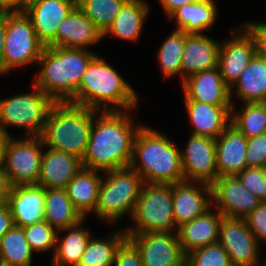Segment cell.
<instances>
[{
	"instance_id": "cell-9",
	"label": "cell",
	"mask_w": 266,
	"mask_h": 266,
	"mask_svg": "<svg viewBox=\"0 0 266 266\" xmlns=\"http://www.w3.org/2000/svg\"><path fill=\"white\" fill-rule=\"evenodd\" d=\"M44 48L35 34L31 19L24 11L6 12L4 75L14 68L38 64Z\"/></svg>"
},
{
	"instance_id": "cell-31",
	"label": "cell",
	"mask_w": 266,
	"mask_h": 266,
	"mask_svg": "<svg viewBox=\"0 0 266 266\" xmlns=\"http://www.w3.org/2000/svg\"><path fill=\"white\" fill-rule=\"evenodd\" d=\"M83 221L75 226L61 229L57 232L56 250L53 253L51 266H77L81 255L91 238L88 229L82 227ZM66 232V236L59 238V233Z\"/></svg>"
},
{
	"instance_id": "cell-45",
	"label": "cell",
	"mask_w": 266,
	"mask_h": 266,
	"mask_svg": "<svg viewBox=\"0 0 266 266\" xmlns=\"http://www.w3.org/2000/svg\"><path fill=\"white\" fill-rule=\"evenodd\" d=\"M200 0H159L163 11L167 18H169L178 8L185 4L194 3Z\"/></svg>"
},
{
	"instance_id": "cell-34",
	"label": "cell",
	"mask_w": 266,
	"mask_h": 266,
	"mask_svg": "<svg viewBox=\"0 0 266 266\" xmlns=\"http://www.w3.org/2000/svg\"><path fill=\"white\" fill-rule=\"evenodd\" d=\"M185 48V32L174 29L158 50V62L165 78L182 77V56Z\"/></svg>"
},
{
	"instance_id": "cell-13",
	"label": "cell",
	"mask_w": 266,
	"mask_h": 266,
	"mask_svg": "<svg viewBox=\"0 0 266 266\" xmlns=\"http://www.w3.org/2000/svg\"><path fill=\"white\" fill-rule=\"evenodd\" d=\"M232 38L220 43L218 67L223 81L231 88L257 53L256 39L243 25L231 29Z\"/></svg>"
},
{
	"instance_id": "cell-11",
	"label": "cell",
	"mask_w": 266,
	"mask_h": 266,
	"mask_svg": "<svg viewBox=\"0 0 266 266\" xmlns=\"http://www.w3.org/2000/svg\"><path fill=\"white\" fill-rule=\"evenodd\" d=\"M218 242L228 253L232 266L266 265V262L260 260V243L249 230L244 218L222 216Z\"/></svg>"
},
{
	"instance_id": "cell-32",
	"label": "cell",
	"mask_w": 266,
	"mask_h": 266,
	"mask_svg": "<svg viewBox=\"0 0 266 266\" xmlns=\"http://www.w3.org/2000/svg\"><path fill=\"white\" fill-rule=\"evenodd\" d=\"M33 253L20 226L14 225L0 239V266H31Z\"/></svg>"
},
{
	"instance_id": "cell-29",
	"label": "cell",
	"mask_w": 266,
	"mask_h": 266,
	"mask_svg": "<svg viewBox=\"0 0 266 266\" xmlns=\"http://www.w3.org/2000/svg\"><path fill=\"white\" fill-rule=\"evenodd\" d=\"M217 6L214 0H200L178 8L169 19H176V30L186 34L202 33L212 29L217 20Z\"/></svg>"
},
{
	"instance_id": "cell-1",
	"label": "cell",
	"mask_w": 266,
	"mask_h": 266,
	"mask_svg": "<svg viewBox=\"0 0 266 266\" xmlns=\"http://www.w3.org/2000/svg\"><path fill=\"white\" fill-rule=\"evenodd\" d=\"M131 110L98 112L82 158L83 168L110 171L129 167L133 156V143L137 125Z\"/></svg>"
},
{
	"instance_id": "cell-48",
	"label": "cell",
	"mask_w": 266,
	"mask_h": 266,
	"mask_svg": "<svg viewBox=\"0 0 266 266\" xmlns=\"http://www.w3.org/2000/svg\"><path fill=\"white\" fill-rule=\"evenodd\" d=\"M31 0H0L1 5L6 11H24Z\"/></svg>"
},
{
	"instance_id": "cell-41",
	"label": "cell",
	"mask_w": 266,
	"mask_h": 266,
	"mask_svg": "<svg viewBox=\"0 0 266 266\" xmlns=\"http://www.w3.org/2000/svg\"><path fill=\"white\" fill-rule=\"evenodd\" d=\"M244 220L256 240L266 243V202H261Z\"/></svg>"
},
{
	"instance_id": "cell-30",
	"label": "cell",
	"mask_w": 266,
	"mask_h": 266,
	"mask_svg": "<svg viewBox=\"0 0 266 266\" xmlns=\"http://www.w3.org/2000/svg\"><path fill=\"white\" fill-rule=\"evenodd\" d=\"M85 218L74 207L66 189H45L44 221L57 231L72 227Z\"/></svg>"
},
{
	"instance_id": "cell-42",
	"label": "cell",
	"mask_w": 266,
	"mask_h": 266,
	"mask_svg": "<svg viewBox=\"0 0 266 266\" xmlns=\"http://www.w3.org/2000/svg\"><path fill=\"white\" fill-rule=\"evenodd\" d=\"M115 266H144L136 245L127 237L116 251Z\"/></svg>"
},
{
	"instance_id": "cell-49",
	"label": "cell",
	"mask_w": 266,
	"mask_h": 266,
	"mask_svg": "<svg viewBox=\"0 0 266 266\" xmlns=\"http://www.w3.org/2000/svg\"><path fill=\"white\" fill-rule=\"evenodd\" d=\"M9 137L0 131V167L4 165L5 146Z\"/></svg>"
},
{
	"instance_id": "cell-47",
	"label": "cell",
	"mask_w": 266,
	"mask_h": 266,
	"mask_svg": "<svg viewBox=\"0 0 266 266\" xmlns=\"http://www.w3.org/2000/svg\"><path fill=\"white\" fill-rule=\"evenodd\" d=\"M6 34V13L0 15V76L4 74V41Z\"/></svg>"
},
{
	"instance_id": "cell-19",
	"label": "cell",
	"mask_w": 266,
	"mask_h": 266,
	"mask_svg": "<svg viewBox=\"0 0 266 266\" xmlns=\"http://www.w3.org/2000/svg\"><path fill=\"white\" fill-rule=\"evenodd\" d=\"M6 203L16 226L26 227L44 221L45 188L42 186H12Z\"/></svg>"
},
{
	"instance_id": "cell-17",
	"label": "cell",
	"mask_w": 266,
	"mask_h": 266,
	"mask_svg": "<svg viewBox=\"0 0 266 266\" xmlns=\"http://www.w3.org/2000/svg\"><path fill=\"white\" fill-rule=\"evenodd\" d=\"M172 198L177 228L213 207L212 187L205 183L183 181L172 184Z\"/></svg>"
},
{
	"instance_id": "cell-15",
	"label": "cell",
	"mask_w": 266,
	"mask_h": 266,
	"mask_svg": "<svg viewBox=\"0 0 266 266\" xmlns=\"http://www.w3.org/2000/svg\"><path fill=\"white\" fill-rule=\"evenodd\" d=\"M211 187L213 207L222 216L245 218L261 203L237 176L218 177Z\"/></svg>"
},
{
	"instance_id": "cell-36",
	"label": "cell",
	"mask_w": 266,
	"mask_h": 266,
	"mask_svg": "<svg viewBox=\"0 0 266 266\" xmlns=\"http://www.w3.org/2000/svg\"><path fill=\"white\" fill-rule=\"evenodd\" d=\"M128 0H77L78 8L104 34Z\"/></svg>"
},
{
	"instance_id": "cell-46",
	"label": "cell",
	"mask_w": 266,
	"mask_h": 266,
	"mask_svg": "<svg viewBox=\"0 0 266 266\" xmlns=\"http://www.w3.org/2000/svg\"><path fill=\"white\" fill-rule=\"evenodd\" d=\"M12 185L9 181L8 174L4 169V166L0 167V199L4 202L7 201L8 195L10 194Z\"/></svg>"
},
{
	"instance_id": "cell-23",
	"label": "cell",
	"mask_w": 266,
	"mask_h": 266,
	"mask_svg": "<svg viewBox=\"0 0 266 266\" xmlns=\"http://www.w3.org/2000/svg\"><path fill=\"white\" fill-rule=\"evenodd\" d=\"M221 219L222 214L216 208H210L204 214L178 227L176 233L185 256L219 241Z\"/></svg>"
},
{
	"instance_id": "cell-24",
	"label": "cell",
	"mask_w": 266,
	"mask_h": 266,
	"mask_svg": "<svg viewBox=\"0 0 266 266\" xmlns=\"http://www.w3.org/2000/svg\"><path fill=\"white\" fill-rule=\"evenodd\" d=\"M83 168L82 159L76 155L47 148L43 151L37 185L45 189H65L69 181Z\"/></svg>"
},
{
	"instance_id": "cell-35",
	"label": "cell",
	"mask_w": 266,
	"mask_h": 266,
	"mask_svg": "<svg viewBox=\"0 0 266 266\" xmlns=\"http://www.w3.org/2000/svg\"><path fill=\"white\" fill-rule=\"evenodd\" d=\"M242 111L233 105L231 124L247 139L266 133V102L243 103Z\"/></svg>"
},
{
	"instance_id": "cell-25",
	"label": "cell",
	"mask_w": 266,
	"mask_h": 266,
	"mask_svg": "<svg viewBox=\"0 0 266 266\" xmlns=\"http://www.w3.org/2000/svg\"><path fill=\"white\" fill-rule=\"evenodd\" d=\"M193 131L191 134L216 139L231 124L233 106H214L195 100H184Z\"/></svg>"
},
{
	"instance_id": "cell-5",
	"label": "cell",
	"mask_w": 266,
	"mask_h": 266,
	"mask_svg": "<svg viewBox=\"0 0 266 266\" xmlns=\"http://www.w3.org/2000/svg\"><path fill=\"white\" fill-rule=\"evenodd\" d=\"M98 110L70 102H55L42 135L44 147L83 158Z\"/></svg>"
},
{
	"instance_id": "cell-22",
	"label": "cell",
	"mask_w": 266,
	"mask_h": 266,
	"mask_svg": "<svg viewBox=\"0 0 266 266\" xmlns=\"http://www.w3.org/2000/svg\"><path fill=\"white\" fill-rule=\"evenodd\" d=\"M103 39V33L76 6L60 23L55 36V47L87 49Z\"/></svg>"
},
{
	"instance_id": "cell-44",
	"label": "cell",
	"mask_w": 266,
	"mask_h": 266,
	"mask_svg": "<svg viewBox=\"0 0 266 266\" xmlns=\"http://www.w3.org/2000/svg\"><path fill=\"white\" fill-rule=\"evenodd\" d=\"M14 226L13 218L8 204L5 202L0 207V239Z\"/></svg>"
},
{
	"instance_id": "cell-40",
	"label": "cell",
	"mask_w": 266,
	"mask_h": 266,
	"mask_svg": "<svg viewBox=\"0 0 266 266\" xmlns=\"http://www.w3.org/2000/svg\"><path fill=\"white\" fill-rule=\"evenodd\" d=\"M247 167L266 168V133L247 139Z\"/></svg>"
},
{
	"instance_id": "cell-27",
	"label": "cell",
	"mask_w": 266,
	"mask_h": 266,
	"mask_svg": "<svg viewBox=\"0 0 266 266\" xmlns=\"http://www.w3.org/2000/svg\"><path fill=\"white\" fill-rule=\"evenodd\" d=\"M99 172L82 168L65 188L72 204L85 219L88 213L95 212L97 206L99 188L103 177Z\"/></svg>"
},
{
	"instance_id": "cell-6",
	"label": "cell",
	"mask_w": 266,
	"mask_h": 266,
	"mask_svg": "<svg viewBox=\"0 0 266 266\" xmlns=\"http://www.w3.org/2000/svg\"><path fill=\"white\" fill-rule=\"evenodd\" d=\"M95 214L115 223L124 215L132 214L144 181L130 166L103 172Z\"/></svg>"
},
{
	"instance_id": "cell-12",
	"label": "cell",
	"mask_w": 266,
	"mask_h": 266,
	"mask_svg": "<svg viewBox=\"0 0 266 266\" xmlns=\"http://www.w3.org/2000/svg\"><path fill=\"white\" fill-rule=\"evenodd\" d=\"M184 151H180L185 181L212 185L218 178L215 139L191 134Z\"/></svg>"
},
{
	"instance_id": "cell-39",
	"label": "cell",
	"mask_w": 266,
	"mask_h": 266,
	"mask_svg": "<svg viewBox=\"0 0 266 266\" xmlns=\"http://www.w3.org/2000/svg\"><path fill=\"white\" fill-rule=\"evenodd\" d=\"M237 178L261 202H266V168L247 167L237 175Z\"/></svg>"
},
{
	"instance_id": "cell-51",
	"label": "cell",
	"mask_w": 266,
	"mask_h": 266,
	"mask_svg": "<svg viewBox=\"0 0 266 266\" xmlns=\"http://www.w3.org/2000/svg\"><path fill=\"white\" fill-rule=\"evenodd\" d=\"M5 202L2 200V199H0V207L4 204Z\"/></svg>"
},
{
	"instance_id": "cell-4",
	"label": "cell",
	"mask_w": 266,
	"mask_h": 266,
	"mask_svg": "<svg viewBox=\"0 0 266 266\" xmlns=\"http://www.w3.org/2000/svg\"><path fill=\"white\" fill-rule=\"evenodd\" d=\"M156 129L142 125L133 143L130 167L144 182L175 184L185 181L181 149Z\"/></svg>"
},
{
	"instance_id": "cell-37",
	"label": "cell",
	"mask_w": 266,
	"mask_h": 266,
	"mask_svg": "<svg viewBox=\"0 0 266 266\" xmlns=\"http://www.w3.org/2000/svg\"><path fill=\"white\" fill-rule=\"evenodd\" d=\"M26 241L34 253L56 250L57 230L46 221L22 227Z\"/></svg>"
},
{
	"instance_id": "cell-26",
	"label": "cell",
	"mask_w": 266,
	"mask_h": 266,
	"mask_svg": "<svg viewBox=\"0 0 266 266\" xmlns=\"http://www.w3.org/2000/svg\"><path fill=\"white\" fill-rule=\"evenodd\" d=\"M233 94L243 103L266 102V58L256 53L230 88L234 105Z\"/></svg>"
},
{
	"instance_id": "cell-43",
	"label": "cell",
	"mask_w": 266,
	"mask_h": 266,
	"mask_svg": "<svg viewBox=\"0 0 266 266\" xmlns=\"http://www.w3.org/2000/svg\"><path fill=\"white\" fill-rule=\"evenodd\" d=\"M244 25L255 37L257 53L266 58V23L265 22H243Z\"/></svg>"
},
{
	"instance_id": "cell-10",
	"label": "cell",
	"mask_w": 266,
	"mask_h": 266,
	"mask_svg": "<svg viewBox=\"0 0 266 266\" xmlns=\"http://www.w3.org/2000/svg\"><path fill=\"white\" fill-rule=\"evenodd\" d=\"M10 136L4 152V169L12 186L37 185L44 143L41 137Z\"/></svg>"
},
{
	"instance_id": "cell-50",
	"label": "cell",
	"mask_w": 266,
	"mask_h": 266,
	"mask_svg": "<svg viewBox=\"0 0 266 266\" xmlns=\"http://www.w3.org/2000/svg\"><path fill=\"white\" fill-rule=\"evenodd\" d=\"M7 11L4 9V7L0 3V15L6 13Z\"/></svg>"
},
{
	"instance_id": "cell-21",
	"label": "cell",
	"mask_w": 266,
	"mask_h": 266,
	"mask_svg": "<svg viewBox=\"0 0 266 266\" xmlns=\"http://www.w3.org/2000/svg\"><path fill=\"white\" fill-rule=\"evenodd\" d=\"M218 177L237 176L245 168L247 138L232 124L215 139Z\"/></svg>"
},
{
	"instance_id": "cell-3",
	"label": "cell",
	"mask_w": 266,
	"mask_h": 266,
	"mask_svg": "<svg viewBox=\"0 0 266 266\" xmlns=\"http://www.w3.org/2000/svg\"><path fill=\"white\" fill-rule=\"evenodd\" d=\"M95 56L82 48L45 47L37 64L39 74L32 83L54 102H69Z\"/></svg>"
},
{
	"instance_id": "cell-7",
	"label": "cell",
	"mask_w": 266,
	"mask_h": 266,
	"mask_svg": "<svg viewBox=\"0 0 266 266\" xmlns=\"http://www.w3.org/2000/svg\"><path fill=\"white\" fill-rule=\"evenodd\" d=\"M172 203V184L144 182L131 214L135 225L124 229L127 237L138 233L177 232Z\"/></svg>"
},
{
	"instance_id": "cell-8",
	"label": "cell",
	"mask_w": 266,
	"mask_h": 266,
	"mask_svg": "<svg viewBox=\"0 0 266 266\" xmlns=\"http://www.w3.org/2000/svg\"><path fill=\"white\" fill-rule=\"evenodd\" d=\"M32 91L0 99V131L13 136L7 126L26 129L25 136L40 137L52 105L48 95L32 83Z\"/></svg>"
},
{
	"instance_id": "cell-2",
	"label": "cell",
	"mask_w": 266,
	"mask_h": 266,
	"mask_svg": "<svg viewBox=\"0 0 266 266\" xmlns=\"http://www.w3.org/2000/svg\"><path fill=\"white\" fill-rule=\"evenodd\" d=\"M135 89L123 79L117 70L99 55L88 65L79 89L70 103L104 111H128L138 102Z\"/></svg>"
},
{
	"instance_id": "cell-28",
	"label": "cell",
	"mask_w": 266,
	"mask_h": 266,
	"mask_svg": "<svg viewBox=\"0 0 266 266\" xmlns=\"http://www.w3.org/2000/svg\"><path fill=\"white\" fill-rule=\"evenodd\" d=\"M149 8L151 7L144 0H128L120 9L112 25L103 34V38L113 35L122 40L137 42L148 17Z\"/></svg>"
},
{
	"instance_id": "cell-33",
	"label": "cell",
	"mask_w": 266,
	"mask_h": 266,
	"mask_svg": "<svg viewBox=\"0 0 266 266\" xmlns=\"http://www.w3.org/2000/svg\"><path fill=\"white\" fill-rule=\"evenodd\" d=\"M126 238L124 229L115 230L107 239L92 236L77 266H114L116 251Z\"/></svg>"
},
{
	"instance_id": "cell-16",
	"label": "cell",
	"mask_w": 266,
	"mask_h": 266,
	"mask_svg": "<svg viewBox=\"0 0 266 266\" xmlns=\"http://www.w3.org/2000/svg\"><path fill=\"white\" fill-rule=\"evenodd\" d=\"M77 6V0H31L25 14L31 19L35 34L45 47H55L60 23Z\"/></svg>"
},
{
	"instance_id": "cell-20",
	"label": "cell",
	"mask_w": 266,
	"mask_h": 266,
	"mask_svg": "<svg viewBox=\"0 0 266 266\" xmlns=\"http://www.w3.org/2000/svg\"><path fill=\"white\" fill-rule=\"evenodd\" d=\"M220 43L203 33H185L181 82L200 71L218 67Z\"/></svg>"
},
{
	"instance_id": "cell-38",
	"label": "cell",
	"mask_w": 266,
	"mask_h": 266,
	"mask_svg": "<svg viewBox=\"0 0 266 266\" xmlns=\"http://www.w3.org/2000/svg\"><path fill=\"white\" fill-rule=\"evenodd\" d=\"M185 266H232L229 255L217 242L186 255Z\"/></svg>"
},
{
	"instance_id": "cell-18",
	"label": "cell",
	"mask_w": 266,
	"mask_h": 266,
	"mask_svg": "<svg viewBox=\"0 0 266 266\" xmlns=\"http://www.w3.org/2000/svg\"><path fill=\"white\" fill-rule=\"evenodd\" d=\"M184 100L214 106H233L230 87L223 81L219 67L200 71L182 82Z\"/></svg>"
},
{
	"instance_id": "cell-14",
	"label": "cell",
	"mask_w": 266,
	"mask_h": 266,
	"mask_svg": "<svg viewBox=\"0 0 266 266\" xmlns=\"http://www.w3.org/2000/svg\"><path fill=\"white\" fill-rule=\"evenodd\" d=\"M128 238L139 249L144 266H185L176 232L138 233Z\"/></svg>"
}]
</instances>
